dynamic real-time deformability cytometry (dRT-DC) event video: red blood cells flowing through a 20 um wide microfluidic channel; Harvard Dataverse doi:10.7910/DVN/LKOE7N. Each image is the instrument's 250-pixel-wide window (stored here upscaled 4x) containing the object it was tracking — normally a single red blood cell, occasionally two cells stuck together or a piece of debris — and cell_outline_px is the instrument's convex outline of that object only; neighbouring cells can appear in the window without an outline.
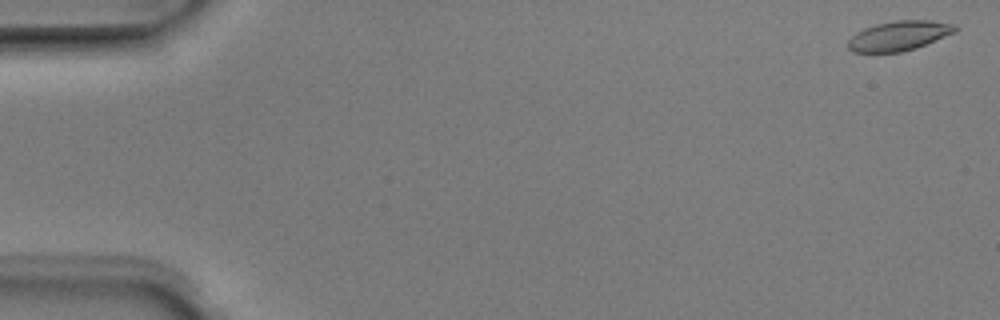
{"species": "Egyptian fruit bat (a non-hibernating species)", "species_latin": "Rousettus aegyptiacus", "temperature_condition": "room temperature", "stored_images_in_passage": 6, "camera_frame_rate_fps": 3000, "um_per_image_px": 0.085, "animal": {"sex": "male"}, "frame": {"image": 1, "passage_image": 1, "time_ms": 0.0, "image_size_px": [1000, 320], "cell_outline_px": [[956, 32], [916, 48], [900, 52], [852, 52], [848, 48], [848, 40], [856, 32], [864, 28], [876, 24], [896, 20], [928, 20], [956, 24]], "centroid_in_image_um": [76.41, 3.04], "position_along_channel_um": 8.6, "area_um2": 18.5}}